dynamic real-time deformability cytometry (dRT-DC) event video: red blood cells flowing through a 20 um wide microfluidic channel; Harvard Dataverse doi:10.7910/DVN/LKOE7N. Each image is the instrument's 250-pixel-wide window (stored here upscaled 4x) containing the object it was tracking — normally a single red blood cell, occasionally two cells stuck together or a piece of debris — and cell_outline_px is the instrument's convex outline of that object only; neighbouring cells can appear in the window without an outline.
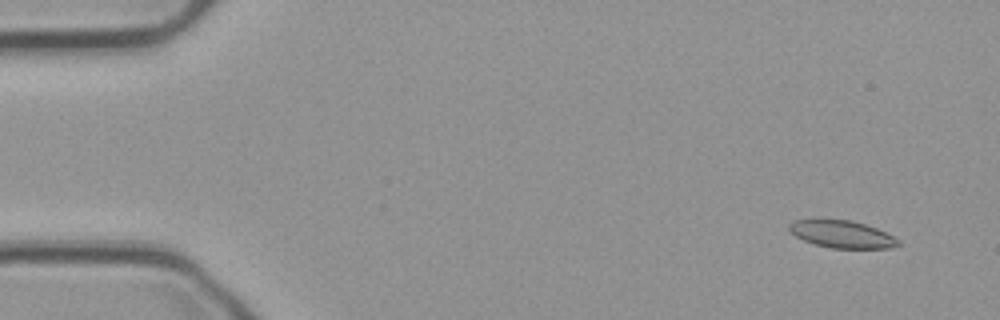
{"species": "common noctule bat (a hibernating species)", "species_latin": "Nyctalus noctula", "temperature_condition": "cold", "stored_images_in_passage": 56, "camera_frame_rate_fps": 3000, "um_per_image_px": 0.085, "animal": {"sex": "male", "body_mass_g": 23.1, "forearm_length_mm": 52.7}, "frame": {"image": 1, "passage_image": 4, "time_ms": 1.0, "image_size_px": [1000, 320], "cell_outline_px": [[900, 244], [888, 248], [832, 248], [816, 244], [804, 240], [796, 236], [788, 228], [788, 224], [796, 220], [852, 220], [876, 228], [900, 240]], "centroid_in_image_um": [71.57, 19.91], "position_along_channel_um": 13.4, "area_um2": 16.99}}
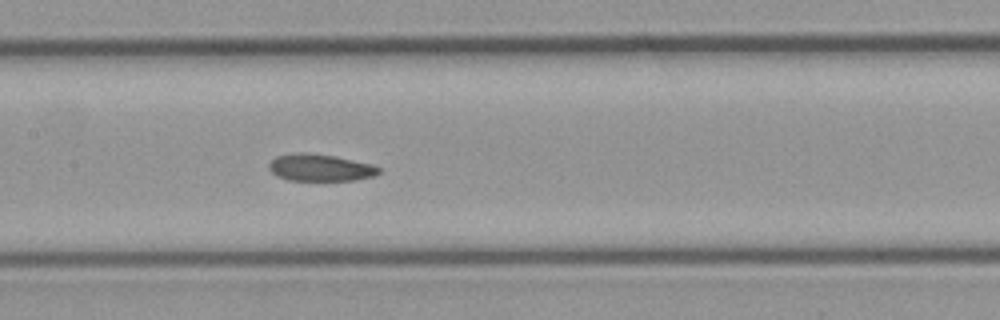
{"frame": {"image": 2, "passage_image": 27, "time_ms": 8.667, "image_size_px": [1000, 320], "cell_outline_px": [[380, 172], [372, 176], [356, 180], [288, 180], [276, 176], [268, 168], [268, 164], [276, 156], [296, 152], [308, 152], [336, 156], [372, 164], [380, 168]], "centroid_in_image_um": [27.19, 14.24], "position_along_channel_um": 180.2, "area_um2": 17.4}}
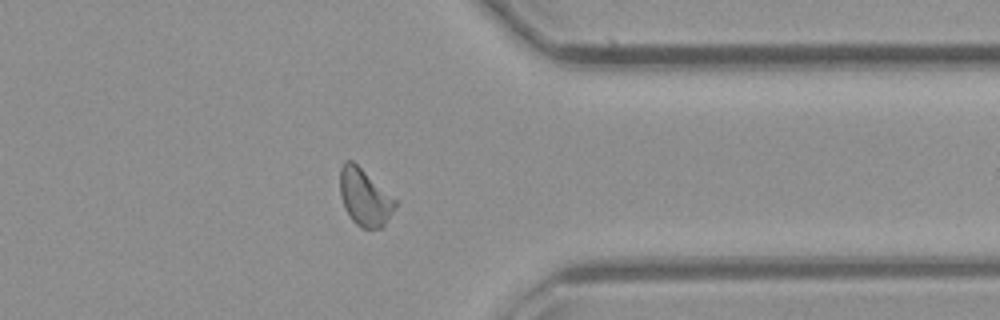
{"frame": {"image": 3, "passage_image": 44, "time_ms": 14.333, "image_size_px": [1000, 320], "cell_outline_px": [[396, 208], [384, 224], [380, 228], [360, 228], [352, 220], [344, 208], [340, 196], [340, 168], [344, 160], [352, 160], [396, 200]], "centroid_in_image_um": [30.96, 16.77], "position_along_channel_um": 380.4, "area_um2": 18.15}, "authors_computed_cell_mechanics": {"area_um2": 18.0336, "velocity_mm_per_s": 3.6998, "shape_relaxation_time_tau1_ms": 4.8799, "shape_relaxation_time_tau2_ms": 3.4014, "deformation_change_tau1": 0.1156, "deformation_change_tau2": 0.0814}}